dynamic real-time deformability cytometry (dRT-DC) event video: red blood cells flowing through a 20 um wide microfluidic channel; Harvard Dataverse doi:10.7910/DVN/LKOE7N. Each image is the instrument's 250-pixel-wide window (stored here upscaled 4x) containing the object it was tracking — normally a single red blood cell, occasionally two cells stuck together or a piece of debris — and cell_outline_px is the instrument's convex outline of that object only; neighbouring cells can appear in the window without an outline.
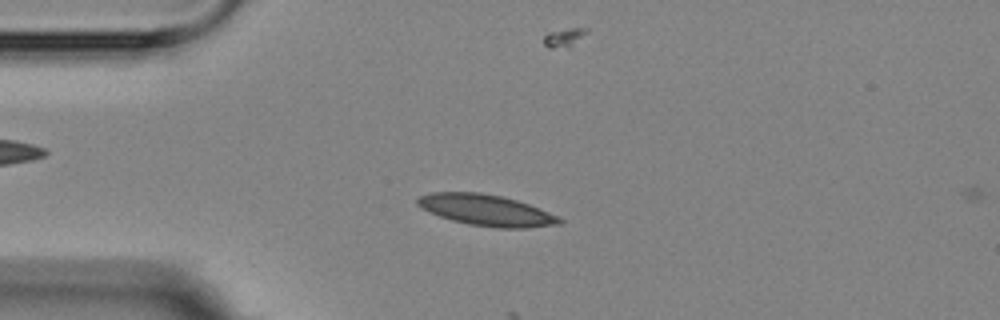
{"species": "Egyptian fruit bat (a non-hibernating species)", "species_latin": "Rousettus aegyptiacus", "temperature_condition": "room temperature", "stored_images_in_passage": 5, "camera_frame_rate_fps": 3000, "um_per_image_px": 0.085, "animal": {"sex": "female"}, "frame": {"image": 1, "passage_image": 4, "time_ms": 3.333, "image_size_px": [1000, 320], "cell_outline_px": [[564, 220], [560, 224], [528, 228], [496, 228], [468, 224], [452, 220], [440, 216], [420, 208], [416, 204], [416, 200], [420, 196], [432, 192], [480, 192], [500, 196], [516, 200], [528, 204], [548, 212]], "centroid_in_image_um": [41.31, 17.87], "position_along_channel_um": 43.7, "area_um2": 25.66}}